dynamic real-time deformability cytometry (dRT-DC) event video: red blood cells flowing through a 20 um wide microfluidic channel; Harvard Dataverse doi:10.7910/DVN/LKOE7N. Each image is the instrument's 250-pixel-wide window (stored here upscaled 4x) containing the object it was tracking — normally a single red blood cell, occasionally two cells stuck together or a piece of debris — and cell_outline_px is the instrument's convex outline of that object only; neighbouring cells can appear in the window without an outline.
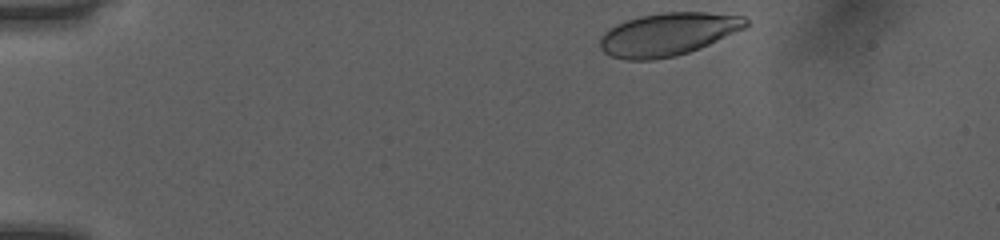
{"species": "human", "species_latin": "Homo sapiens", "temperature_condition": "room temperature", "stored_images_in_passage": 9, "camera_frame_rate_fps": 3000, "um_per_image_px": 0.085, "donor": {"sex": "female"}, "frame": {"image": 1, "passage_image": 1, "time_ms": 0.0, "image_size_px": [1000, 240], "cell_outline_px": [[748, 24], [744, 28], [700, 48], [676, 56], [652, 60], [624, 60], [612, 56], [604, 52], [600, 48], [600, 36], [608, 28], [616, 24], [640, 16], [664, 12], [704, 12], [744, 16], [748, 20]], "centroid_in_image_um": [56.74, 2.91], "position_along_channel_um": 28.3, "area_um2": 36.36}}